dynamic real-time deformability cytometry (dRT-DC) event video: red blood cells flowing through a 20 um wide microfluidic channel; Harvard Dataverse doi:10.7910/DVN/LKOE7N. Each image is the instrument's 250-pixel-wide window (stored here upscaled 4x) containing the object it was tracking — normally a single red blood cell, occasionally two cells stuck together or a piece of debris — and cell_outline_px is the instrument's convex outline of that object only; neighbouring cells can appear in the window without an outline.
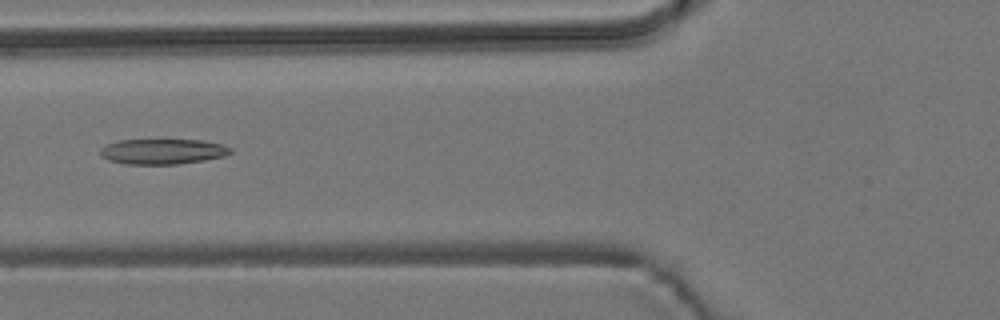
{"species": "common noctule bat (a hibernating species)", "species_latin": "Nyctalus noctula", "temperature_condition": "room temperature", "stored_images_in_passage": 6, "camera_frame_rate_fps": 3000, "um_per_image_px": 0.085, "animal": {"sex": "male", "body_mass_g": 19.2, "forearm_length_mm": 51.8}, "frame": {"image": 1, "passage_image": 6, "time_ms": 6.667, "image_size_px": [1000, 320], "cell_outline_px": [[232, 152], [224, 156], [204, 160], [176, 164], [124, 164], [108, 160], [100, 156], [100, 148], [108, 144], [120, 140], [204, 140], [224, 144], [232, 148]], "centroid_in_image_um": [13.84, 12.87], "position_along_channel_um": 112.0, "area_um2": 19.31}}